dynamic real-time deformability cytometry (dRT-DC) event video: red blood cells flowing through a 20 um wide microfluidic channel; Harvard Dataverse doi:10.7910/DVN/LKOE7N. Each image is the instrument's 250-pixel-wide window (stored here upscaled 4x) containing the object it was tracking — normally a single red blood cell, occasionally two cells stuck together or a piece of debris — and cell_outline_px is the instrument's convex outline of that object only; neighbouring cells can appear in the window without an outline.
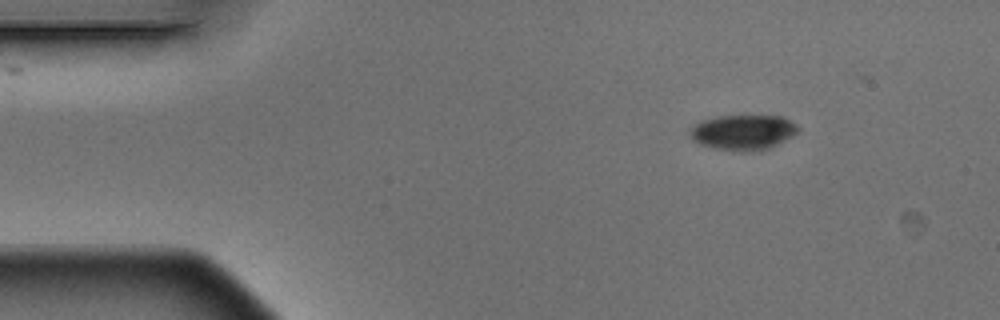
{"species": "Egyptian fruit bat (a non-hibernating species)", "species_latin": "Rousettus aegyptiacus", "temperature_condition": "warm", "stored_images_in_passage": 3, "camera_frame_rate_fps": 3000, "um_per_image_px": 0.085, "animal": {"sex": "male"}, "frame": {"image": 1, "passage_image": 1, "time_ms": 0.0, "image_size_px": [1000, 320], "cell_outline_px": [[800, 128], [796, 132], [784, 140], [768, 148], [752, 152], [740, 152], [716, 148], [700, 144], [692, 140], [688, 136], [688, 132], [692, 124], [700, 120], [716, 116], [784, 116], [796, 124]], "centroid_in_image_um": [63.09, 11.24], "position_along_channel_um": 21.9, "area_um2": 22.37}}